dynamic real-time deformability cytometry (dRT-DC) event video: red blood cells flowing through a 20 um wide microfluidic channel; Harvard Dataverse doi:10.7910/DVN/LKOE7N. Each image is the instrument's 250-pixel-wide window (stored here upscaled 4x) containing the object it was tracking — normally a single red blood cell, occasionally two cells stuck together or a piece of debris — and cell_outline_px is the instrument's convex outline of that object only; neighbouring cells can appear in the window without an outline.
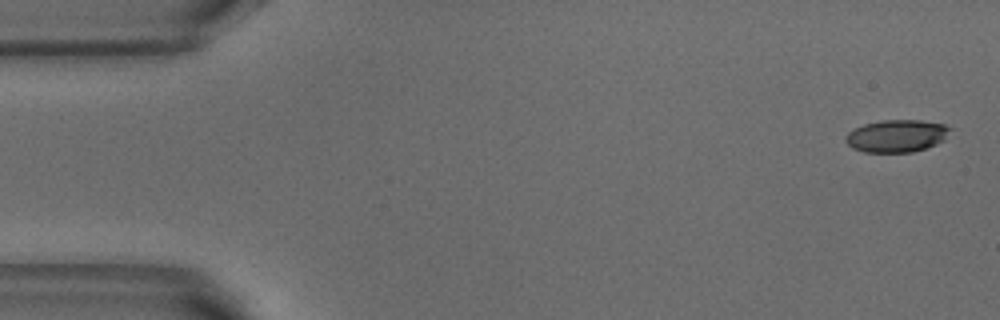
{"species": "common noctule bat (a hibernating species)", "species_latin": "Nyctalus noctula", "temperature_condition": "warm", "stored_images_in_passage": 4, "camera_frame_rate_fps": 3000, "um_per_image_px": 0.085, "animal": {"sex": "male", "body_mass_g": 18.8}, "frame": {"image": 1, "passage_image": 1, "time_ms": 0.0, "image_size_px": [1000, 320], "cell_outline_px": [[952, 128], [944, 140], [936, 144], [912, 152], [864, 152], [852, 148], [844, 140], [844, 136], [848, 132], [864, 124], [884, 120], [920, 120], [944, 124]], "centroid_in_image_um": [76.21, 11.55], "position_along_channel_um": 8.8, "area_um2": 19.71}}
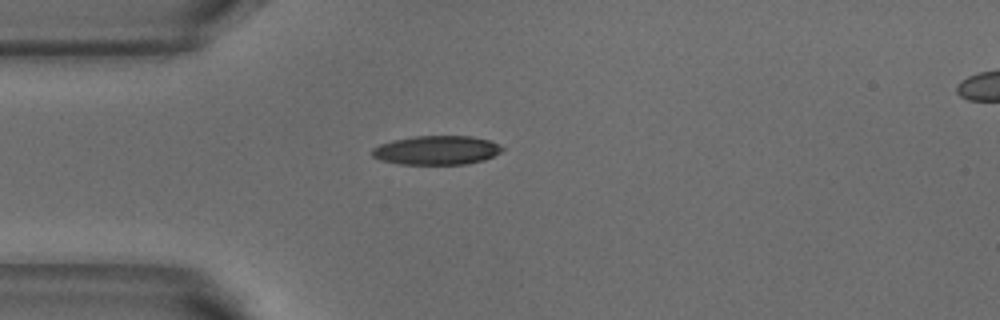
{"frame": {"image": 2, "passage_image": 3, "time_ms": 0.667, "image_size_px": [1000, 320], "cell_outline_px": [[504, 148], [500, 152], [484, 160], [468, 164], [400, 164], [380, 160], [372, 156], [372, 148], [380, 144], [392, 140], [416, 136], [472, 136], [488, 140], [500, 144]], "centroid_in_image_um": [37.11, 12.77], "position_along_channel_um": 47.9, "area_um2": 22.02}}